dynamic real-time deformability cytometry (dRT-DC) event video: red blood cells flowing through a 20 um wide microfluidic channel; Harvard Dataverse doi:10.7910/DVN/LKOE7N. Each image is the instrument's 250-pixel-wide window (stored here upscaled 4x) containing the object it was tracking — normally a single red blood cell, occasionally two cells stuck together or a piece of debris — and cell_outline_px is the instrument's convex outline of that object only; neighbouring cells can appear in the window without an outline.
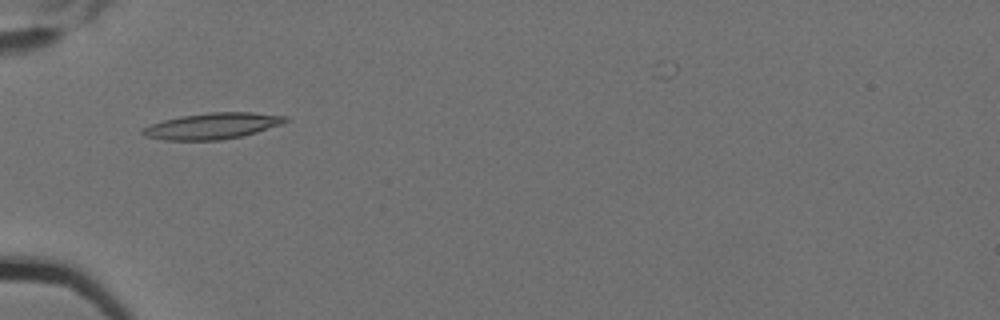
{"species": "Egyptian fruit bat (a non-hibernating species)", "species_latin": "Rousettus aegyptiacus", "temperature_condition": "cold", "stored_images_in_passage": 7, "camera_frame_rate_fps": 3000, "um_per_image_px": 0.085, "animal": {"sex": "female"}, "frame": {"image": 1, "passage_image": 4, "time_ms": 1.0, "image_size_px": [1000, 320], "cell_outline_px": [[288, 120], [280, 124], [256, 132], [240, 136], [220, 140], [164, 140], [144, 136], [140, 132], [144, 128], [152, 124], [164, 120], [180, 116], [208, 112], [252, 112], [288, 116]], "centroid_in_image_um": [18.03, 10.7], "position_along_channel_um": 67.0, "area_um2": 21.56}}
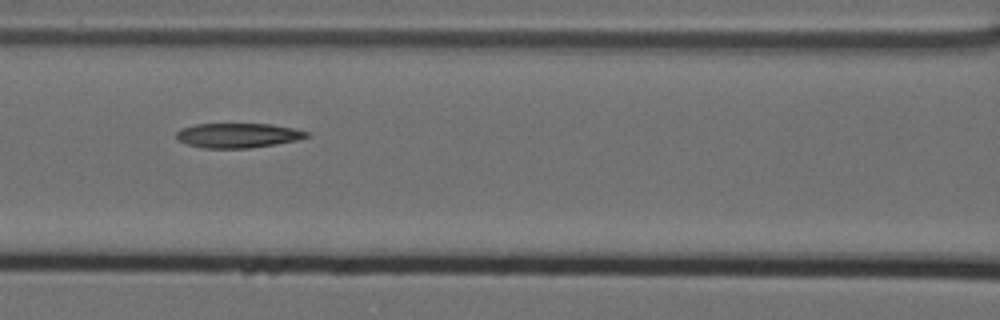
{"frame": {"image": 2, "passage_image": 6, "time_ms": 1.667, "image_size_px": [1000, 320], "cell_outline_px": [[312, 136], [296, 140], [276, 144], [252, 148], [204, 148], [188, 144], [176, 140], [176, 132], [180, 128], [196, 124], [272, 124], [292, 128], [308, 132]], "centroid_in_image_um": [20.21, 11.51], "position_along_channel_um": 146.4, "area_um2": 18.79}}
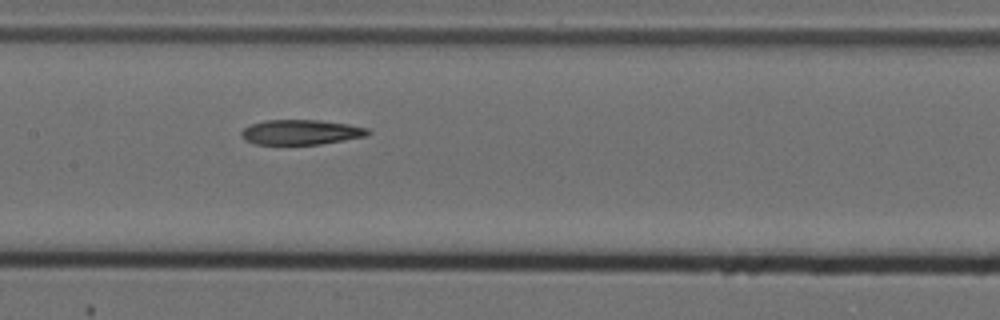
{"frame": {"image": 3, "passage_image": 7, "time_ms": 2.0, "image_size_px": [1000, 320], "cell_outline_px": [[372, 132], [368, 136], [320, 144], [252, 144], [244, 140], [240, 136], [240, 132], [244, 128], [252, 124], [264, 120], [320, 120], [348, 124], [368, 128]], "centroid_in_image_um": [25.58, 11.23], "position_along_channel_um": 181.8, "area_um2": 18.55}}